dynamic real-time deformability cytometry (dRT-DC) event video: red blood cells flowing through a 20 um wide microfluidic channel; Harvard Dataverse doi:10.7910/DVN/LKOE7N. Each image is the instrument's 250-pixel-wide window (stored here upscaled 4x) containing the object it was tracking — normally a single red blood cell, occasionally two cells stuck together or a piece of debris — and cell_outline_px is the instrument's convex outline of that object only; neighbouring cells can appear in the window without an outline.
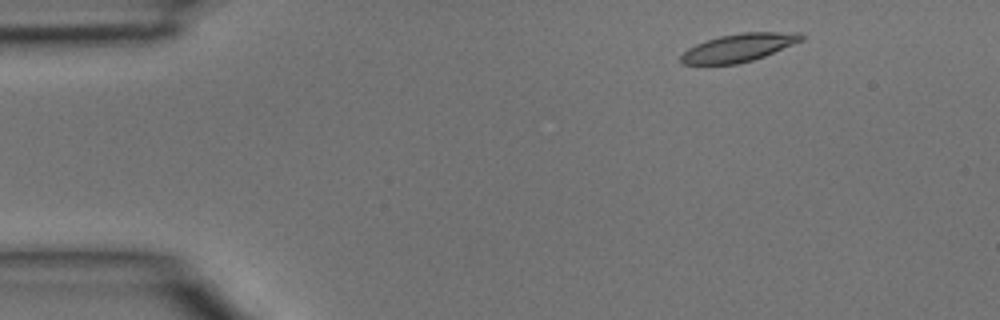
{"species": "common noctule bat (a hibernating species)", "species_latin": "Nyctalus noctula", "temperature_condition": "room temperature", "stored_images_in_passage": 3, "camera_frame_rate_fps": 3000, "um_per_image_px": 0.085, "animal": {"sex": "male", "body_mass_g": 15.6}, "frame": {"image": 1, "passage_image": 1, "time_ms": 0.0, "image_size_px": [1000, 320], "cell_outline_px": [[804, 40], [764, 56], [752, 60], [736, 64], [680, 64], [680, 56], [688, 48], [696, 44], [720, 36], [740, 32], [800, 32], [804, 36]], "centroid_in_image_um": [62.81, 4.04], "position_along_channel_um": 22.2, "area_um2": 19.59}}
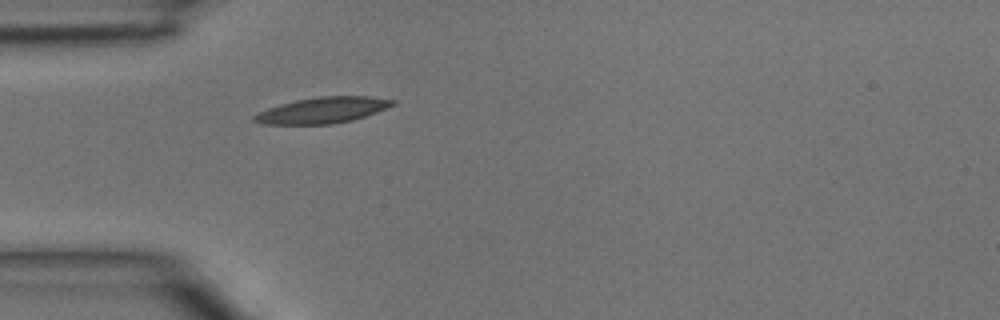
{"frame": {"image": 2, "passage_image": 3, "time_ms": 0.667, "image_size_px": [1000, 320], "cell_outline_px": [[396, 104], [376, 112], [352, 120], [332, 124], [264, 124], [252, 120], [252, 116], [268, 108], [280, 104], [296, 100], [320, 96], [368, 96], [396, 100]], "centroid_in_image_um": [27.43, 9.36], "position_along_channel_um": 57.6, "area_um2": 20.81}}